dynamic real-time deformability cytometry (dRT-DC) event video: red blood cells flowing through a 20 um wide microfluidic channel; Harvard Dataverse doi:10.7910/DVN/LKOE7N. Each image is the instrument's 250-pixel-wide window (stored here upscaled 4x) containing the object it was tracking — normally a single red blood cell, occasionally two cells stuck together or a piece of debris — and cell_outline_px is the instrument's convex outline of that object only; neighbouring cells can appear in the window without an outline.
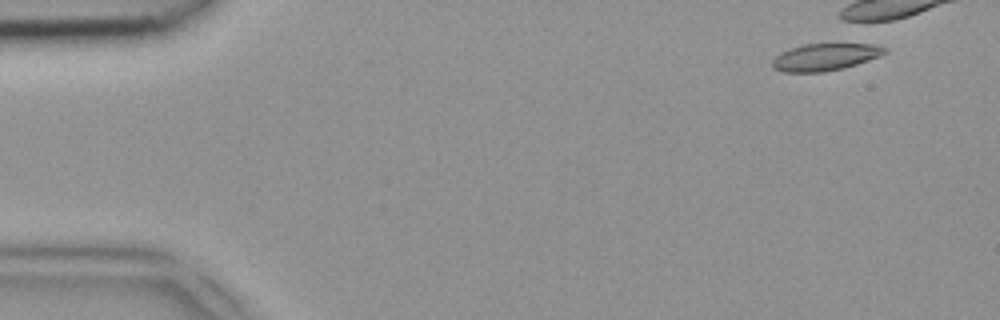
{"species": "common noctule bat (a hibernating species)", "species_latin": "Nyctalus noctula", "temperature_condition": "room temperature", "stored_images_in_passage": 3, "camera_frame_rate_fps": 3000, "um_per_image_px": 0.085, "animal": {"sex": "female", "body_mass_g": 18.4}, "frame": {"image": 1, "passage_image": 3, "time_ms": 0.667, "image_size_px": [1000, 320], "cell_outline_px": [[888, 52], [880, 56], [844, 68], [824, 72], [784, 72], [772, 68], [772, 60], [780, 52], [804, 44], [872, 44], [888, 48]], "centroid_in_image_um": [70.13, 4.85], "position_along_channel_um": 14.9, "area_um2": 17.74}}